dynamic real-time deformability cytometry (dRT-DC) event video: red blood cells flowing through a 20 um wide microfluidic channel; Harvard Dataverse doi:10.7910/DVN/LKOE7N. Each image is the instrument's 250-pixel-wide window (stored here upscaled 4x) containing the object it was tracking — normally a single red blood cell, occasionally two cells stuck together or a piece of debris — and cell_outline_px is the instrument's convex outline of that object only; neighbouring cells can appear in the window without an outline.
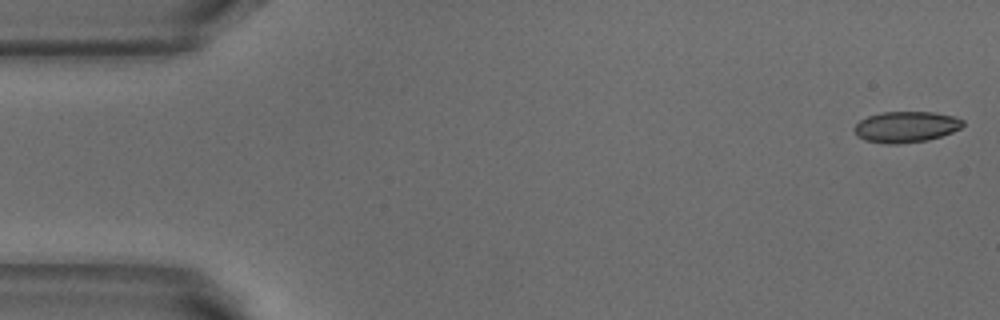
{"species": "common noctule bat (a hibernating species)", "species_latin": "Nyctalus noctula", "temperature_condition": "warm", "stored_images_in_passage": 51, "camera_frame_rate_fps": 3000, "um_per_image_px": 0.085, "animal": {"sex": "male", "body_mass_g": 18.8}, "frame": {"image": 1, "passage_image": 1, "time_ms": 0.0, "image_size_px": [1000, 320], "cell_outline_px": [[964, 124], [960, 128], [952, 132], [928, 140], [896, 144], [888, 144], [864, 140], [856, 136], [852, 128], [860, 120], [868, 116], [880, 112], [932, 112], [956, 116], [964, 120]], "centroid_in_image_um": [76.99, 10.78], "position_along_channel_um": 8.0, "area_um2": 19.77}}
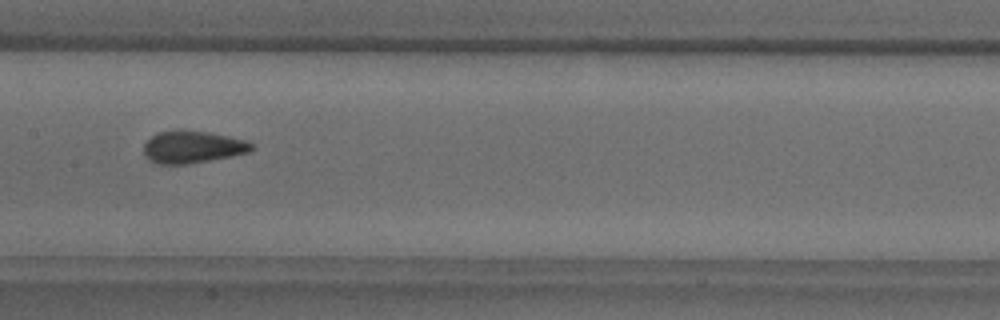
{"frame": {"image": 2, "passage_image": 25, "time_ms": 8.0, "image_size_px": [1000, 320], "cell_outline_px": [[256, 148], [248, 152], [232, 156], [188, 164], [156, 164], [148, 160], [144, 156], [144, 144], [156, 132], [176, 128], [208, 132], [228, 136], [244, 140], [256, 144]], "centroid_in_image_um": [16.35, 12.48], "position_along_channel_um": 191.1, "area_um2": 20.75}}
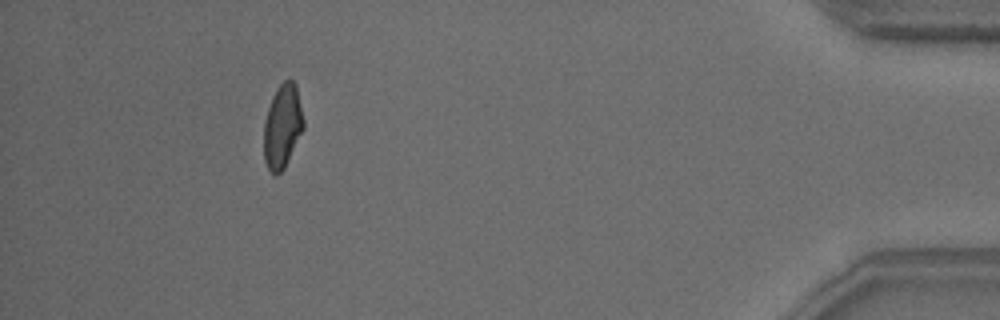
{"frame": {"image": 3, "passage_image": 47, "time_ms": 15.333, "image_size_px": [1000, 320], "cell_outline_px": [[304, 128], [284, 168], [276, 176], [268, 168], [264, 160], [264, 120], [272, 96], [276, 88], [284, 80], [292, 80], [296, 84], [304, 120]], "centroid_in_image_um": [24.0, 10.71], "position_along_channel_um": 411.2, "area_um2": 19.36}, "authors_computed_cell_mechanics": {"area_um2": 20.0566, "velocity_mm_per_s": 3.8572, "shape_relaxation_time_tau1_ms": 7.9601, "shape_relaxation_time_tau2_ms": 0.9752, "deformation_change_tau1": 0.1772, "deformation_change_tau2": 0.0696}}